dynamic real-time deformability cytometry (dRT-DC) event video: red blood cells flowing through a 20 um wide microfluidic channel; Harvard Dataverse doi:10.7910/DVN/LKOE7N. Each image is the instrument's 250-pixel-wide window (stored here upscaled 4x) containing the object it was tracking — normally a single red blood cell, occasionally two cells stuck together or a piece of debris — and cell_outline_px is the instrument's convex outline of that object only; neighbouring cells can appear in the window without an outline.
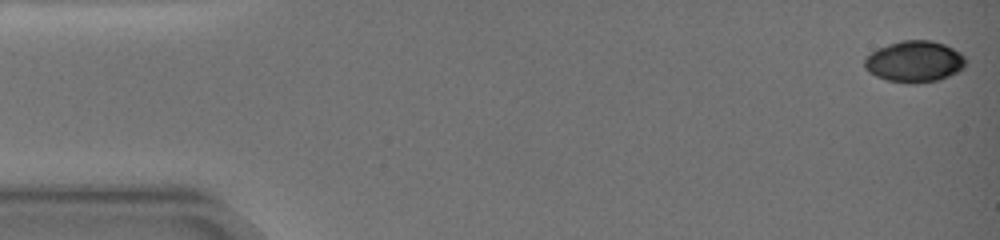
{"species": "common noctule bat (a hibernating species)", "species_latin": "Nyctalus noctula", "temperature_condition": "warm", "stored_images_in_passage": 6, "camera_frame_rate_fps": 3000, "um_per_image_px": 0.085, "animal": {"sex": "female", "body_mass_g": 19.0, "forearm_length_mm": 51.5}, "frame": {"image": 1, "passage_image": 1, "time_ms": 0.0, "image_size_px": [1000, 240], "cell_outline_px": [[968, 60], [964, 68], [940, 80], [912, 84], [888, 80], [876, 76], [868, 72], [864, 68], [864, 60], [876, 48], [888, 44], [904, 40], [932, 40], [944, 44], [960, 52]], "centroid_in_image_um": [77.74, 5.23], "position_along_channel_um": 7.3, "area_um2": 24.51}}
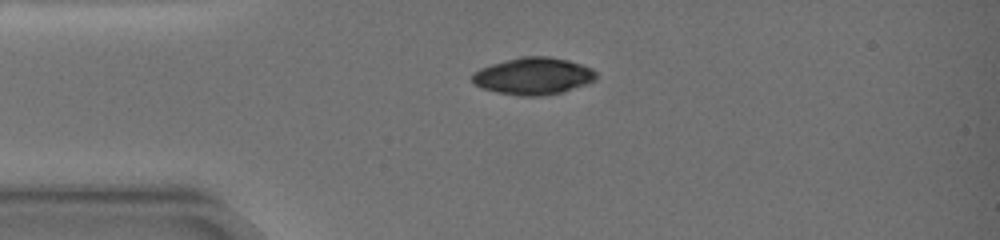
{"frame": {"image": 2, "passage_image": 5, "time_ms": 4.333, "image_size_px": [1000, 240], "cell_outline_px": [[596, 80], [588, 84], [564, 92], [540, 96], [520, 96], [496, 92], [480, 88], [472, 84], [468, 76], [472, 72], [480, 68], [492, 64], [520, 56], [548, 56], [568, 60], [592, 68], [596, 72]], "centroid_in_image_um": [45.29, 6.47], "position_along_channel_um": 39.7, "area_um2": 27.28}}